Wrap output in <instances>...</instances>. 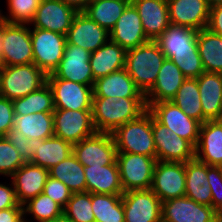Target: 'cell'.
I'll use <instances>...</instances> for the list:
<instances>
[{
    "mask_svg": "<svg viewBox=\"0 0 222 222\" xmlns=\"http://www.w3.org/2000/svg\"><path fill=\"white\" fill-rule=\"evenodd\" d=\"M146 110L145 97H93L92 122L96 132L112 133Z\"/></svg>",
    "mask_w": 222,
    "mask_h": 222,
    "instance_id": "6da1fadb",
    "label": "cell"
},
{
    "mask_svg": "<svg viewBox=\"0 0 222 222\" xmlns=\"http://www.w3.org/2000/svg\"><path fill=\"white\" fill-rule=\"evenodd\" d=\"M166 56L156 41L127 50L125 69L145 96L155 84Z\"/></svg>",
    "mask_w": 222,
    "mask_h": 222,
    "instance_id": "7a4b0ae2",
    "label": "cell"
},
{
    "mask_svg": "<svg viewBox=\"0 0 222 222\" xmlns=\"http://www.w3.org/2000/svg\"><path fill=\"white\" fill-rule=\"evenodd\" d=\"M111 134L117 152L140 154L156 159L152 113L148 109L137 119L117 127Z\"/></svg>",
    "mask_w": 222,
    "mask_h": 222,
    "instance_id": "3957f363",
    "label": "cell"
},
{
    "mask_svg": "<svg viewBox=\"0 0 222 222\" xmlns=\"http://www.w3.org/2000/svg\"><path fill=\"white\" fill-rule=\"evenodd\" d=\"M47 75L34 63L0 67V96L15 100L46 83Z\"/></svg>",
    "mask_w": 222,
    "mask_h": 222,
    "instance_id": "277c9868",
    "label": "cell"
},
{
    "mask_svg": "<svg viewBox=\"0 0 222 222\" xmlns=\"http://www.w3.org/2000/svg\"><path fill=\"white\" fill-rule=\"evenodd\" d=\"M116 162L124 192L150 189L157 159L140 154L117 152Z\"/></svg>",
    "mask_w": 222,
    "mask_h": 222,
    "instance_id": "5b68a950",
    "label": "cell"
},
{
    "mask_svg": "<svg viewBox=\"0 0 222 222\" xmlns=\"http://www.w3.org/2000/svg\"><path fill=\"white\" fill-rule=\"evenodd\" d=\"M33 63L46 75L58 67L67 44L66 35L56 32L30 28Z\"/></svg>",
    "mask_w": 222,
    "mask_h": 222,
    "instance_id": "8992f818",
    "label": "cell"
},
{
    "mask_svg": "<svg viewBox=\"0 0 222 222\" xmlns=\"http://www.w3.org/2000/svg\"><path fill=\"white\" fill-rule=\"evenodd\" d=\"M54 100L55 109L92 110L93 86L60 79L52 73L47 80Z\"/></svg>",
    "mask_w": 222,
    "mask_h": 222,
    "instance_id": "52a82bcc",
    "label": "cell"
},
{
    "mask_svg": "<svg viewBox=\"0 0 222 222\" xmlns=\"http://www.w3.org/2000/svg\"><path fill=\"white\" fill-rule=\"evenodd\" d=\"M73 154L84 166H104L116 161L117 149L111 133L95 132L73 145Z\"/></svg>",
    "mask_w": 222,
    "mask_h": 222,
    "instance_id": "ba28073f",
    "label": "cell"
},
{
    "mask_svg": "<svg viewBox=\"0 0 222 222\" xmlns=\"http://www.w3.org/2000/svg\"><path fill=\"white\" fill-rule=\"evenodd\" d=\"M185 180L184 162L157 160L150 189L164 202L185 196Z\"/></svg>",
    "mask_w": 222,
    "mask_h": 222,
    "instance_id": "9c48e42d",
    "label": "cell"
},
{
    "mask_svg": "<svg viewBox=\"0 0 222 222\" xmlns=\"http://www.w3.org/2000/svg\"><path fill=\"white\" fill-rule=\"evenodd\" d=\"M148 110L163 125L196 147L201 123L176 106L172 101L153 103Z\"/></svg>",
    "mask_w": 222,
    "mask_h": 222,
    "instance_id": "30bf717a",
    "label": "cell"
},
{
    "mask_svg": "<svg viewBox=\"0 0 222 222\" xmlns=\"http://www.w3.org/2000/svg\"><path fill=\"white\" fill-rule=\"evenodd\" d=\"M152 133L156 147V159L160 161L187 162L195 159V147L152 115Z\"/></svg>",
    "mask_w": 222,
    "mask_h": 222,
    "instance_id": "8fae6325",
    "label": "cell"
},
{
    "mask_svg": "<svg viewBox=\"0 0 222 222\" xmlns=\"http://www.w3.org/2000/svg\"><path fill=\"white\" fill-rule=\"evenodd\" d=\"M53 117L54 136L72 145L96 132L92 122V110L55 109Z\"/></svg>",
    "mask_w": 222,
    "mask_h": 222,
    "instance_id": "7c38bea8",
    "label": "cell"
},
{
    "mask_svg": "<svg viewBox=\"0 0 222 222\" xmlns=\"http://www.w3.org/2000/svg\"><path fill=\"white\" fill-rule=\"evenodd\" d=\"M1 66L33 63V50L29 24L9 23L4 30Z\"/></svg>",
    "mask_w": 222,
    "mask_h": 222,
    "instance_id": "4fadbf2b",
    "label": "cell"
},
{
    "mask_svg": "<svg viewBox=\"0 0 222 222\" xmlns=\"http://www.w3.org/2000/svg\"><path fill=\"white\" fill-rule=\"evenodd\" d=\"M125 222H162V202L151 190H132L122 194Z\"/></svg>",
    "mask_w": 222,
    "mask_h": 222,
    "instance_id": "5bb4252c",
    "label": "cell"
},
{
    "mask_svg": "<svg viewBox=\"0 0 222 222\" xmlns=\"http://www.w3.org/2000/svg\"><path fill=\"white\" fill-rule=\"evenodd\" d=\"M162 222H222L212 208L199 204L187 196L162 202Z\"/></svg>",
    "mask_w": 222,
    "mask_h": 222,
    "instance_id": "9a60e30c",
    "label": "cell"
},
{
    "mask_svg": "<svg viewBox=\"0 0 222 222\" xmlns=\"http://www.w3.org/2000/svg\"><path fill=\"white\" fill-rule=\"evenodd\" d=\"M78 12L62 0H40L33 20V28L66 35Z\"/></svg>",
    "mask_w": 222,
    "mask_h": 222,
    "instance_id": "2e32d148",
    "label": "cell"
},
{
    "mask_svg": "<svg viewBox=\"0 0 222 222\" xmlns=\"http://www.w3.org/2000/svg\"><path fill=\"white\" fill-rule=\"evenodd\" d=\"M90 55L86 49L67 43L63 58L52 74L60 79L93 86L95 80L90 67Z\"/></svg>",
    "mask_w": 222,
    "mask_h": 222,
    "instance_id": "e0dca14e",
    "label": "cell"
},
{
    "mask_svg": "<svg viewBox=\"0 0 222 222\" xmlns=\"http://www.w3.org/2000/svg\"><path fill=\"white\" fill-rule=\"evenodd\" d=\"M170 24L200 31L207 28L210 8L206 0H167Z\"/></svg>",
    "mask_w": 222,
    "mask_h": 222,
    "instance_id": "ac0fdd59",
    "label": "cell"
},
{
    "mask_svg": "<svg viewBox=\"0 0 222 222\" xmlns=\"http://www.w3.org/2000/svg\"><path fill=\"white\" fill-rule=\"evenodd\" d=\"M109 39L126 51L150 41L143 31L138 11L131 2L109 32Z\"/></svg>",
    "mask_w": 222,
    "mask_h": 222,
    "instance_id": "d6986e66",
    "label": "cell"
},
{
    "mask_svg": "<svg viewBox=\"0 0 222 222\" xmlns=\"http://www.w3.org/2000/svg\"><path fill=\"white\" fill-rule=\"evenodd\" d=\"M109 40V32L90 19L84 12H78L66 34L68 44L96 51Z\"/></svg>",
    "mask_w": 222,
    "mask_h": 222,
    "instance_id": "ffe728a7",
    "label": "cell"
},
{
    "mask_svg": "<svg viewBox=\"0 0 222 222\" xmlns=\"http://www.w3.org/2000/svg\"><path fill=\"white\" fill-rule=\"evenodd\" d=\"M141 18L142 28L155 41L170 25L167 0H131Z\"/></svg>",
    "mask_w": 222,
    "mask_h": 222,
    "instance_id": "44dd1931",
    "label": "cell"
},
{
    "mask_svg": "<svg viewBox=\"0 0 222 222\" xmlns=\"http://www.w3.org/2000/svg\"><path fill=\"white\" fill-rule=\"evenodd\" d=\"M49 170L41 166L25 162L10 177L21 205L43 192Z\"/></svg>",
    "mask_w": 222,
    "mask_h": 222,
    "instance_id": "7402d4cb",
    "label": "cell"
},
{
    "mask_svg": "<svg viewBox=\"0 0 222 222\" xmlns=\"http://www.w3.org/2000/svg\"><path fill=\"white\" fill-rule=\"evenodd\" d=\"M185 80L186 77L179 67L170 59H165L159 70L155 84L145 95L147 109L153 103L171 101Z\"/></svg>",
    "mask_w": 222,
    "mask_h": 222,
    "instance_id": "603a6c76",
    "label": "cell"
},
{
    "mask_svg": "<svg viewBox=\"0 0 222 222\" xmlns=\"http://www.w3.org/2000/svg\"><path fill=\"white\" fill-rule=\"evenodd\" d=\"M195 158L209 166L222 167V124L218 120L201 124Z\"/></svg>",
    "mask_w": 222,
    "mask_h": 222,
    "instance_id": "cb8c5ba5",
    "label": "cell"
},
{
    "mask_svg": "<svg viewBox=\"0 0 222 222\" xmlns=\"http://www.w3.org/2000/svg\"><path fill=\"white\" fill-rule=\"evenodd\" d=\"M203 123L222 117V73L203 72L197 78Z\"/></svg>",
    "mask_w": 222,
    "mask_h": 222,
    "instance_id": "d4e9b609",
    "label": "cell"
},
{
    "mask_svg": "<svg viewBox=\"0 0 222 222\" xmlns=\"http://www.w3.org/2000/svg\"><path fill=\"white\" fill-rule=\"evenodd\" d=\"M86 192L91 194L122 195L124 190L120 181L117 162L104 166L84 167Z\"/></svg>",
    "mask_w": 222,
    "mask_h": 222,
    "instance_id": "484cf974",
    "label": "cell"
},
{
    "mask_svg": "<svg viewBox=\"0 0 222 222\" xmlns=\"http://www.w3.org/2000/svg\"><path fill=\"white\" fill-rule=\"evenodd\" d=\"M92 88L93 97H145L125 68L95 80Z\"/></svg>",
    "mask_w": 222,
    "mask_h": 222,
    "instance_id": "4316f807",
    "label": "cell"
},
{
    "mask_svg": "<svg viewBox=\"0 0 222 222\" xmlns=\"http://www.w3.org/2000/svg\"><path fill=\"white\" fill-rule=\"evenodd\" d=\"M73 153V145L62 138L52 136L47 139L33 138L31 164L50 169Z\"/></svg>",
    "mask_w": 222,
    "mask_h": 222,
    "instance_id": "83f0119b",
    "label": "cell"
},
{
    "mask_svg": "<svg viewBox=\"0 0 222 222\" xmlns=\"http://www.w3.org/2000/svg\"><path fill=\"white\" fill-rule=\"evenodd\" d=\"M126 50L110 39L90 55L94 80L125 68Z\"/></svg>",
    "mask_w": 222,
    "mask_h": 222,
    "instance_id": "f1b7e54d",
    "label": "cell"
},
{
    "mask_svg": "<svg viewBox=\"0 0 222 222\" xmlns=\"http://www.w3.org/2000/svg\"><path fill=\"white\" fill-rule=\"evenodd\" d=\"M185 172V196L199 204L211 206L212 195L207 178V164L195 158L185 162Z\"/></svg>",
    "mask_w": 222,
    "mask_h": 222,
    "instance_id": "f546056e",
    "label": "cell"
},
{
    "mask_svg": "<svg viewBox=\"0 0 222 222\" xmlns=\"http://www.w3.org/2000/svg\"><path fill=\"white\" fill-rule=\"evenodd\" d=\"M13 128L28 139H47L54 136L53 112H37L15 116Z\"/></svg>",
    "mask_w": 222,
    "mask_h": 222,
    "instance_id": "4dcf8cb0",
    "label": "cell"
},
{
    "mask_svg": "<svg viewBox=\"0 0 222 222\" xmlns=\"http://www.w3.org/2000/svg\"><path fill=\"white\" fill-rule=\"evenodd\" d=\"M197 48L205 72L222 73V35L201 29L197 32Z\"/></svg>",
    "mask_w": 222,
    "mask_h": 222,
    "instance_id": "1f68e13d",
    "label": "cell"
},
{
    "mask_svg": "<svg viewBox=\"0 0 222 222\" xmlns=\"http://www.w3.org/2000/svg\"><path fill=\"white\" fill-rule=\"evenodd\" d=\"M197 32L190 28L170 24L155 41L162 52L198 51Z\"/></svg>",
    "mask_w": 222,
    "mask_h": 222,
    "instance_id": "d6a6232c",
    "label": "cell"
},
{
    "mask_svg": "<svg viewBox=\"0 0 222 222\" xmlns=\"http://www.w3.org/2000/svg\"><path fill=\"white\" fill-rule=\"evenodd\" d=\"M130 2L131 0H92L83 12L110 32Z\"/></svg>",
    "mask_w": 222,
    "mask_h": 222,
    "instance_id": "836d02e7",
    "label": "cell"
},
{
    "mask_svg": "<svg viewBox=\"0 0 222 222\" xmlns=\"http://www.w3.org/2000/svg\"><path fill=\"white\" fill-rule=\"evenodd\" d=\"M49 176L63 182L72 193L86 192L84 166L73 153L50 168Z\"/></svg>",
    "mask_w": 222,
    "mask_h": 222,
    "instance_id": "e575fe53",
    "label": "cell"
},
{
    "mask_svg": "<svg viewBox=\"0 0 222 222\" xmlns=\"http://www.w3.org/2000/svg\"><path fill=\"white\" fill-rule=\"evenodd\" d=\"M12 103L15 116L55 111L52 91L47 82L36 91L15 99Z\"/></svg>",
    "mask_w": 222,
    "mask_h": 222,
    "instance_id": "d590c367",
    "label": "cell"
},
{
    "mask_svg": "<svg viewBox=\"0 0 222 222\" xmlns=\"http://www.w3.org/2000/svg\"><path fill=\"white\" fill-rule=\"evenodd\" d=\"M95 222H125L122 195L91 194Z\"/></svg>",
    "mask_w": 222,
    "mask_h": 222,
    "instance_id": "8d00e7d4",
    "label": "cell"
},
{
    "mask_svg": "<svg viewBox=\"0 0 222 222\" xmlns=\"http://www.w3.org/2000/svg\"><path fill=\"white\" fill-rule=\"evenodd\" d=\"M189 117L203 124V112L197 78H186L171 100Z\"/></svg>",
    "mask_w": 222,
    "mask_h": 222,
    "instance_id": "74e56055",
    "label": "cell"
},
{
    "mask_svg": "<svg viewBox=\"0 0 222 222\" xmlns=\"http://www.w3.org/2000/svg\"><path fill=\"white\" fill-rule=\"evenodd\" d=\"M23 214L24 218L31 214L37 222H45L61 216L63 208L49 196L40 193L23 204Z\"/></svg>",
    "mask_w": 222,
    "mask_h": 222,
    "instance_id": "f35d334b",
    "label": "cell"
},
{
    "mask_svg": "<svg viewBox=\"0 0 222 222\" xmlns=\"http://www.w3.org/2000/svg\"><path fill=\"white\" fill-rule=\"evenodd\" d=\"M63 213L72 222H95L92 211L91 193H72L70 200L63 209Z\"/></svg>",
    "mask_w": 222,
    "mask_h": 222,
    "instance_id": "ab89813d",
    "label": "cell"
},
{
    "mask_svg": "<svg viewBox=\"0 0 222 222\" xmlns=\"http://www.w3.org/2000/svg\"><path fill=\"white\" fill-rule=\"evenodd\" d=\"M6 3L9 14L4 15L0 10V18L9 23L30 24L40 0H7Z\"/></svg>",
    "mask_w": 222,
    "mask_h": 222,
    "instance_id": "60d3db41",
    "label": "cell"
},
{
    "mask_svg": "<svg viewBox=\"0 0 222 222\" xmlns=\"http://www.w3.org/2000/svg\"><path fill=\"white\" fill-rule=\"evenodd\" d=\"M166 59L173 61L186 78H198L205 72L199 51L163 52Z\"/></svg>",
    "mask_w": 222,
    "mask_h": 222,
    "instance_id": "b9f144b4",
    "label": "cell"
},
{
    "mask_svg": "<svg viewBox=\"0 0 222 222\" xmlns=\"http://www.w3.org/2000/svg\"><path fill=\"white\" fill-rule=\"evenodd\" d=\"M25 163L5 136H0V175L11 177Z\"/></svg>",
    "mask_w": 222,
    "mask_h": 222,
    "instance_id": "7bdbcfd3",
    "label": "cell"
},
{
    "mask_svg": "<svg viewBox=\"0 0 222 222\" xmlns=\"http://www.w3.org/2000/svg\"><path fill=\"white\" fill-rule=\"evenodd\" d=\"M207 178L212 195L211 206L222 217V167L207 165Z\"/></svg>",
    "mask_w": 222,
    "mask_h": 222,
    "instance_id": "ee69618b",
    "label": "cell"
},
{
    "mask_svg": "<svg viewBox=\"0 0 222 222\" xmlns=\"http://www.w3.org/2000/svg\"><path fill=\"white\" fill-rule=\"evenodd\" d=\"M58 203L63 209L71 198L72 192L61 181L48 176L43 192Z\"/></svg>",
    "mask_w": 222,
    "mask_h": 222,
    "instance_id": "f6af8a7d",
    "label": "cell"
},
{
    "mask_svg": "<svg viewBox=\"0 0 222 222\" xmlns=\"http://www.w3.org/2000/svg\"><path fill=\"white\" fill-rule=\"evenodd\" d=\"M5 137L16 148L24 161L30 162L33 157V139H28L15 128H12Z\"/></svg>",
    "mask_w": 222,
    "mask_h": 222,
    "instance_id": "bcb514c9",
    "label": "cell"
},
{
    "mask_svg": "<svg viewBox=\"0 0 222 222\" xmlns=\"http://www.w3.org/2000/svg\"><path fill=\"white\" fill-rule=\"evenodd\" d=\"M14 118L12 100L0 96V136H6L13 128Z\"/></svg>",
    "mask_w": 222,
    "mask_h": 222,
    "instance_id": "7dc6e473",
    "label": "cell"
},
{
    "mask_svg": "<svg viewBox=\"0 0 222 222\" xmlns=\"http://www.w3.org/2000/svg\"><path fill=\"white\" fill-rule=\"evenodd\" d=\"M11 185L0 184V210L7 208H23L17 199L12 181Z\"/></svg>",
    "mask_w": 222,
    "mask_h": 222,
    "instance_id": "c3c4849f",
    "label": "cell"
},
{
    "mask_svg": "<svg viewBox=\"0 0 222 222\" xmlns=\"http://www.w3.org/2000/svg\"><path fill=\"white\" fill-rule=\"evenodd\" d=\"M207 29L217 35H222V5L210 9Z\"/></svg>",
    "mask_w": 222,
    "mask_h": 222,
    "instance_id": "681fc988",
    "label": "cell"
},
{
    "mask_svg": "<svg viewBox=\"0 0 222 222\" xmlns=\"http://www.w3.org/2000/svg\"><path fill=\"white\" fill-rule=\"evenodd\" d=\"M23 219V208H7L0 210V222H21Z\"/></svg>",
    "mask_w": 222,
    "mask_h": 222,
    "instance_id": "f907efd6",
    "label": "cell"
},
{
    "mask_svg": "<svg viewBox=\"0 0 222 222\" xmlns=\"http://www.w3.org/2000/svg\"><path fill=\"white\" fill-rule=\"evenodd\" d=\"M66 5L72 7L77 12H83L92 0H62Z\"/></svg>",
    "mask_w": 222,
    "mask_h": 222,
    "instance_id": "816d5d0a",
    "label": "cell"
},
{
    "mask_svg": "<svg viewBox=\"0 0 222 222\" xmlns=\"http://www.w3.org/2000/svg\"><path fill=\"white\" fill-rule=\"evenodd\" d=\"M9 24L8 21L3 20L2 18H0V60L3 57V53H4V49H3V44H4V30L6 28V26Z\"/></svg>",
    "mask_w": 222,
    "mask_h": 222,
    "instance_id": "f5cc1de1",
    "label": "cell"
},
{
    "mask_svg": "<svg viewBox=\"0 0 222 222\" xmlns=\"http://www.w3.org/2000/svg\"><path fill=\"white\" fill-rule=\"evenodd\" d=\"M45 222H72V221L63 213L61 216Z\"/></svg>",
    "mask_w": 222,
    "mask_h": 222,
    "instance_id": "db71d44e",
    "label": "cell"
},
{
    "mask_svg": "<svg viewBox=\"0 0 222 222\" xmlns=\"http://www.w3.org/2000/svg\"><path fill=\"white\" fill-rule=\"evenodd\" d=\"M206 1L210 9L222 5V0H206Z\"/></svg>",
    "mask_w": 222,
    "mask_h": 222,
    "instance_id": "11a10c76",
    "label": "cell"
},
{
    "mask_svg": "<svg viewBox=\"0 0 222 222\" xmlns=\"http://www.w3.org/2000/svg\"><path fill=\"white\" fill-rule=\"evenodd\" d=\"M26 219V220H25ZM21 222H30V220L28 221L27 218H24Z\"/></svg>",
    "mask_w": 222,
    "mask_h": 222,
    "instance_id": "9f6ffc18",
    "label": "cell"
},
{
    "mask_svg": "<svg viewBox=\"0 0 222 222\" xmlns=\"http://www.w3.org/2000/svg\"><path fill=\"white\" fill-rule=\"evenodd\" d=\"M218 121L222 124V117L220 119H218Z\"/></svg>",
    "mask_w": 222,
    "mask_h": 222,
    "instance_id": "6f0895ef",
    "label": "cell"
}]
</instances>
